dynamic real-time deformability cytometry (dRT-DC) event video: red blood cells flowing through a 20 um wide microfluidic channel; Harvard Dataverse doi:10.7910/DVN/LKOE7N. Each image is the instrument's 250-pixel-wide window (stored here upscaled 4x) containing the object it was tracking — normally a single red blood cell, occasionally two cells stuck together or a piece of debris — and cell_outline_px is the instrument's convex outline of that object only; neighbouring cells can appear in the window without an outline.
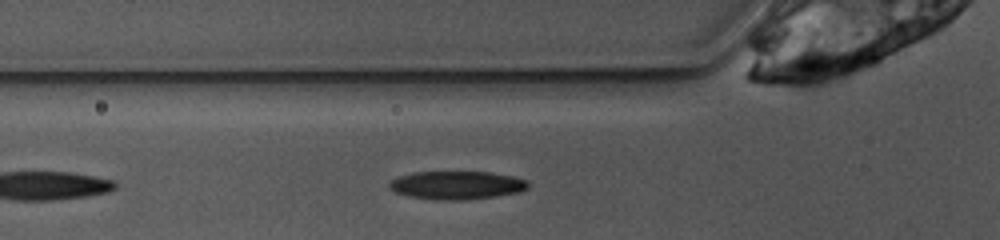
{"species": "common noctule bat (a hibernating species)", "species_latin": "Nyctalus noctula", "temperature_condition": "warm", "stored_images_in_passage": 24, "camera_frame_rate_fps": 3000, "um_per_image_px": 0.085, "animal": {"sex": "female", "body_mass_g": 10.0, "forearm_length_mm": 53.1}, "frame": {"image": 1, "passage_image": 2, "time_ms": 0.333, "image_size_px": [1000, 240], "cell_outline_px": [[528, 188], [520, 192], [496, 196], [464, 200], [440, 200], [412, 196], [396, 192], [388, 188], [388, 184], [396, 176], [412, 172], [492, 172], [512, 176], [528, 180]], "centroid_in_image_um": [38.83, 15.73], "position_along_channel_um": 87.0, "area_um2": 22.89}}
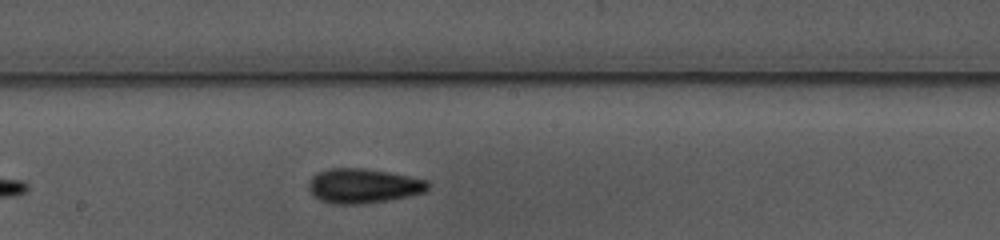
{"frame": {"image": 2, "passage_image": 12, "time_ms": 3.667, "image_size_px": [1000, 240], "cell_outline_px": [[428, 188], [424, 192], [408, 196], [360, 204], [332, 204], [320, 200], [312, 196], [308, 188], [308, 184], [312, 176], [316, 172], [328, 168], [364, 168], [408, 176], [428, 180]], "centroid_in_image_um": [30.8, 15.79], "position_along_channel_um": 217.4, "area_um2": 23.99}}
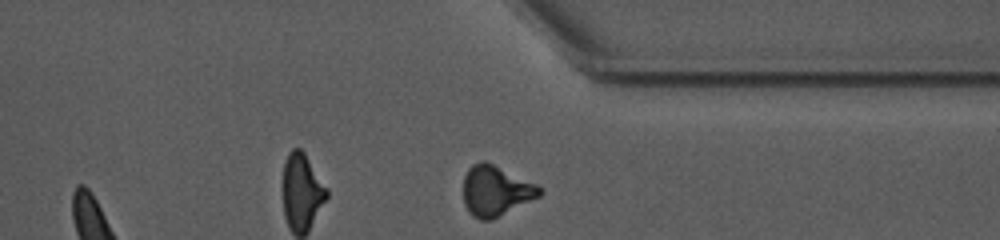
{"frame": {"image": 3, "passage_image": 24, "time_ms": 7.667, "image_size_px": [1000, 240], "cell_outline_px": [[544, 192], [540, 196], [492, 220], [480, 220], [472, 216], [468, 212], [464, 204], [464, 176], [468, 168], [472, 164], [480, 160], [484, 160], [536, 184]], "centroid_in_image_um": [42.11, 16.23], "position_along_channel_um": 369.3, "area_um2": 22.37}}